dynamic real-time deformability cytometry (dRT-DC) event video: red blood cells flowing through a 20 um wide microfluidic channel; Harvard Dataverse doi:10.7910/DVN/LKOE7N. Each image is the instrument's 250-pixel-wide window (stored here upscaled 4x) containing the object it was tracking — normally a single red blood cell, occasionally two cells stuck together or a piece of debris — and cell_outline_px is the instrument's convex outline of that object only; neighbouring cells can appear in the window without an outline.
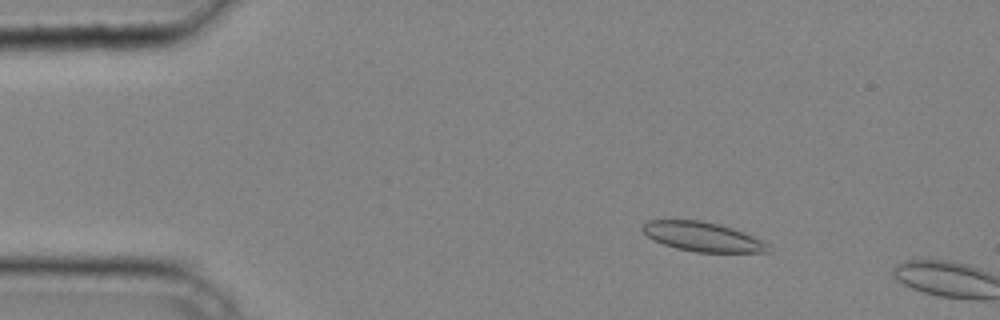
{"species": "common noctule bat (a hibernating species)", "species_latin": "Nyctalus noctula", "temperature_condition": "cold", "stored_images_in_passage": 8, "camera_frame_rate_fps": 3000, "um_per_image_px": 0.085, "animal": {"sex": "male", "body_mass_g": 20.4}, "frame": {"image": 1, "passage_image": 7, "time_ms": 2.0, "image_size_px": [1000, 320], "cell_outline_px": [[772, 252], [696, 252], [676, 248], [652, 240], [640, 228], [648, 220], [700, 220], [720, 224], [732, 228], [752, 236], [760, 240]], "centroid_in_image_um": [59.66, 20.11], "position_along_channel_um": 25.3, "area_um2": 21.21}}